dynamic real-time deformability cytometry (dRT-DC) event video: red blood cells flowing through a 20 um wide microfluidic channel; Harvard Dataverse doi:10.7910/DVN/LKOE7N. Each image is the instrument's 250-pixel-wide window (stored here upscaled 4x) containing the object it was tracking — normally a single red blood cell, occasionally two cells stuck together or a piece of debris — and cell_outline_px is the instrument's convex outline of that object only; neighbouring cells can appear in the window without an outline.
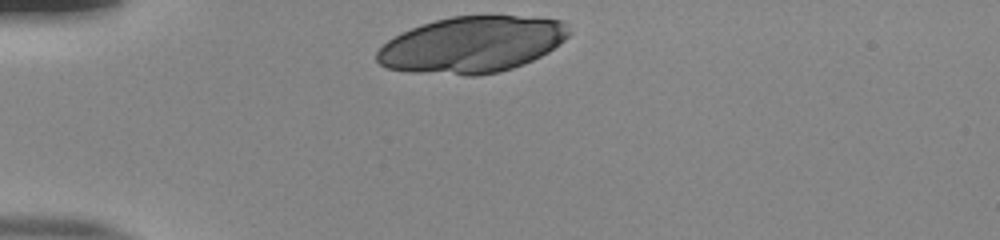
{"species": "human", "species_latin": "Homo sapiens", "temperature_condition": "room temperature", "stored_images_in_passage": 31, "camera_frame_rate_fps": 3000, "um_per_image_px": 0.085, "donor": {"sex": "male"}, "frame": {"image": 1, "passage_image": 1, "time_ms": 0.0, "image_size_px": [1000, 240], "cell_outline_px": [[572, 32], [564, 40], [548, 52], [524, 64], [500, 72], [476, 76], [464, 76], [408, 72], [388, 68], [380, 64], [376, 60], [376, 52], [388, 40], [412, 28], [436, 20], [452, 16], [516, 16], [564, 20]], "centroid_in_image_um": [40.13, 3.81], "position_along_channel_um": 44.9, "area_um2": 63.06}}